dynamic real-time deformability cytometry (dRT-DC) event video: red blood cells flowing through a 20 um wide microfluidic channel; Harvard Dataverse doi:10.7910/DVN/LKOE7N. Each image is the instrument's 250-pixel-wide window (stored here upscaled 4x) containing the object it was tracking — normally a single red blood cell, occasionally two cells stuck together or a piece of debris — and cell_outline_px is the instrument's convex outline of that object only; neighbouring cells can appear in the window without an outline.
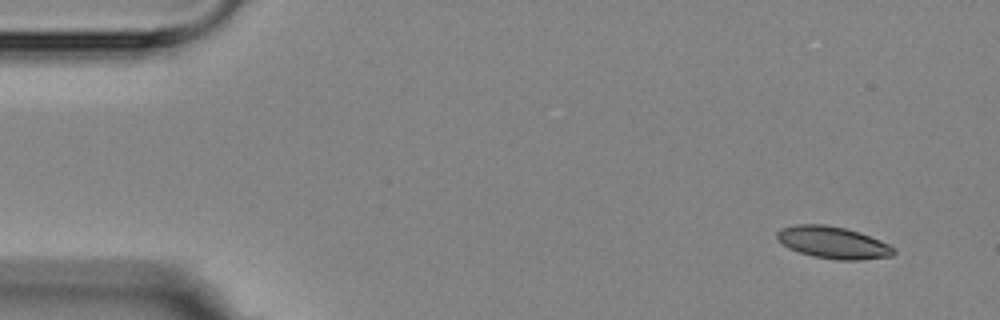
{"species": "Egyptian fruit bat (a non-hibernating species)", "species_latin": "Rousettus aegyptiacus", "temperature_condition": "room temperature", "stored_images_in_passage": 4, "camera_frame_rate_fps": 3000, "um_per_image_px": 0.085, "animal": {"sex": "female"}, "frame": {"image": 1, "passage_image": 1, "time_ms": 0.0, "image_size_px": [1000, 320], "cell_outline_px": [[896, 252], [892, 256], [860, 260], [836, 260], [812, 256], [788, 248], [776, 240], [776, 232], [780, 228], [796, 224], [824, 224], [844, 228], [860, 232], [880, 240], [896, 248]], "centroid_in_image_um": [70.79, 20.61], "position_along_channel_um": 14.2, "area_um2": 22.02}}
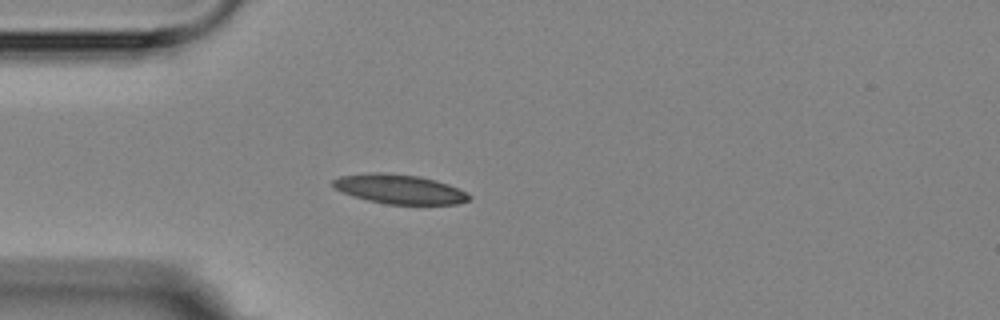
{"frame": {"image": 2, "passage_image": 4, "time_ms": 3.667, "image_size_px": [1000, 320], "cell_outline_px": [[472, 196], [468, 200], [456, 204], [388, 204], [368, 200], [344, 192], [336, 188], [332, 184], [332, 180], [340, 176], [368, 172], [384, 172], [420, 176], [436, 180], [448, 184], [468, 192]], "centroid_in_image_um": [33.99, 16.06], "position_along_channel_um": 51.0, "area_um2": 23.24}}